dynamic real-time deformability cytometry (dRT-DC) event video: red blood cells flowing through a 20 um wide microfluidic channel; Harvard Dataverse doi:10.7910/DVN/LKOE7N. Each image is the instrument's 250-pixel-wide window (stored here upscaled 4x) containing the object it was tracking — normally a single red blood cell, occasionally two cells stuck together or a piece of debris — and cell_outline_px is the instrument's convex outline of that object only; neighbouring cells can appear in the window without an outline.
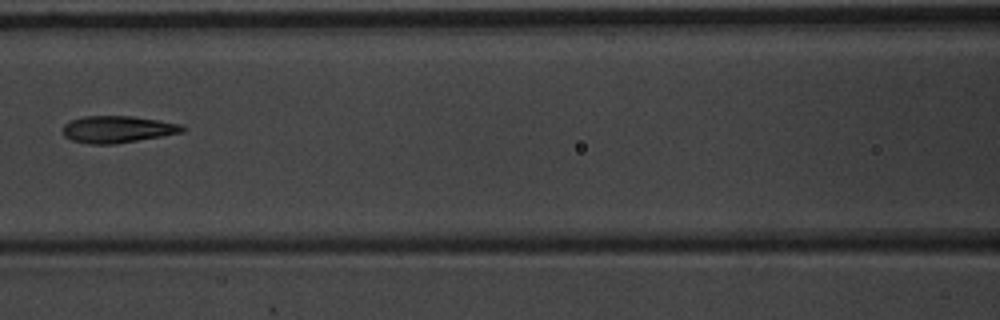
{"species": "common noctule bat (a hibernating species)", "species_latin": "Nyctalus noctula", "temperature_condition": "warm", "stored_images_in_passage": 11, "camera_frame_rate_fps": 3000, "um_per_image_px": 0.085, "animal": {"sex": "male", "body_mass_g": 20.1, "forearm_length_mm": 53.5}, "frame": {"image": 1, "passage_image": 7, "time_ms": 2.0, "image_size_px": [1000, 320], "cell_outline_px": [[184, 132], [116, 144], [88, 144], [72, 140], [64, 136], [64, 124], [72, 120], [84, 116], [132, 116], [160, 120], [180, 124], [184, 128]], "centroid_in_image_um": [9.99, 10.99], "position_along_channel_um": 156.6, "area_um2": 18.67}}
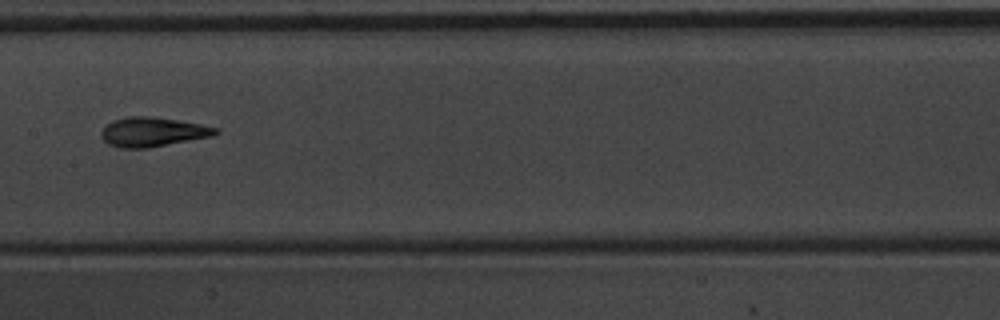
{"frame": {"image": 2, "passage_image": 8, "time_ms": 2.333, "image_size_px": [1000, 320], "cell_outline_px": [[220, 132], [212, 136], [148, 148], [120, 148], [108, 144], [100, 136], [100, 132], [112, 120], [128, 116], [148, 116], [176, 120], [200, 124], [220, 128]], "centroid_in_image_um": [12.97, 11.22], "position_along_channel_um": 194.4, "area_um2": 19.54}}
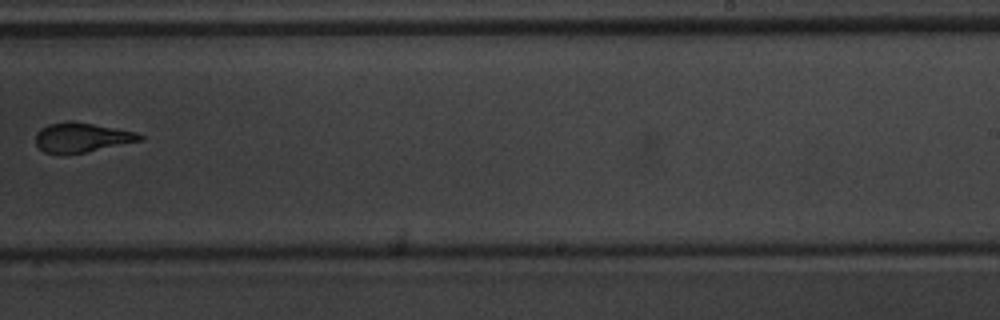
{"frame": {"image": 3, "passage_image": 10, "time_ms": 3.0, "image_size_px": [1000, 320], "cell_outline_px": [[144, 140], [84, 152], [44, 152], [36, 144], [36, 132], [40, 128], [48, 124], [68, 120], [92, 124], [136, 132], [144, 136]], "centroid_in_image_um": [6.95, 11.66], "position_along_channel_um": 282.0, "area_um2": 17.51}}